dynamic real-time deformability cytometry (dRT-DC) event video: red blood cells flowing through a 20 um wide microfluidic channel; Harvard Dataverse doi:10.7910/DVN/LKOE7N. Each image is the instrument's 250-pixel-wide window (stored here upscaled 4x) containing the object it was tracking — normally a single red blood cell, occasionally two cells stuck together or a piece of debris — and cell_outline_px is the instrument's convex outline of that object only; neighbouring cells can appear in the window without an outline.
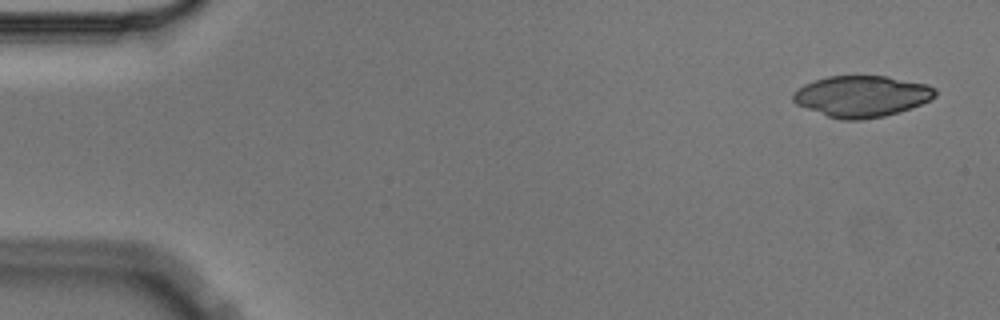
{"species": "Egyptian fruit bat (a non-hibernating species)", "species_latin": "Rousettus aegyptiacus", "temperature_condition": "cold", "stored_images_in_passage": 9, "camera_frame_rate_fps": 3000, "um_per_image_px": 0.085, "animal": {"sex": "male"}, "frame": {"image": 1, "passage_image": 1, "time_ms": 0.0, "image_size_px": [1000, 320], "cell_outline_px": [[936, 96], [920, 104], [884, 116], [860, 120], [840, 120], [828, 116], [796, 104], [792, 100], [792, 92], [804, 84], [828, 76], [888, 76], [928, 84], [936, 88]], "centroid_in_image_um": [73.23, 8.17], "position_along_channel_um": 11.8, "area_um2": 34.04}}
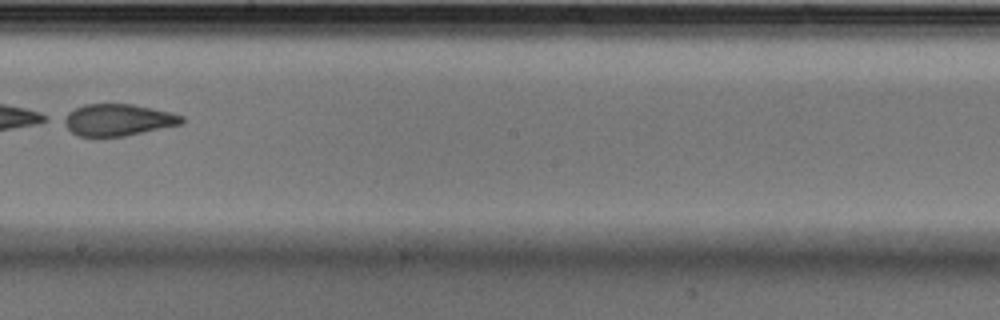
{"frame": {"image": 2, "passage_image": 9, "time_ms": 2.667, "image_size_px": [1000, 320], "cell_outline_px": [[184, 124], [124, 136], [80, 136], [72, 132], [56, 120], [60, 116], [84, 104], [132, 104], [172, 112], [184, 116]], "centroid_in_image_um": [9.98, 10.18], "position_along_channel_um": 238.2, "area_um2": 22.25}}